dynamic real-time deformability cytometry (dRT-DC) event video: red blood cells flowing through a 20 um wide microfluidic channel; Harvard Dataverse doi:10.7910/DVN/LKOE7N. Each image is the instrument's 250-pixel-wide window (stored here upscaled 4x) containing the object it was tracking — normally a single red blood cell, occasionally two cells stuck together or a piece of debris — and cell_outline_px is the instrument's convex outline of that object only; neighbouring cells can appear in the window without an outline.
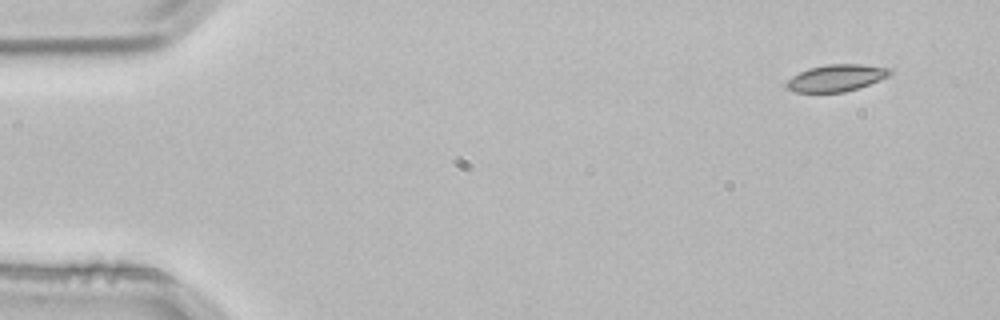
{"species": "common noctule bat (a hibernating species)", "species_latin": "Nyctalus noctula", "temperature_condition": "room temperature", "stored_images_in_passage": 4, "segment_of_instrument_passage": [2, 2], "camera_frame_rate_fps": 3000, "um_per_image_px": 0.085, "animal": {"sex": "male", "body_mass_g": 21.5, "forearm_length_mm": 52.0}, "frame": {"image": 1, "passage_image": 4, "time_ms": 1.0, "image_size_px": [1000, 320], "cell_outline_px": [[892, 72], [888, 76], [880, 80], [844, 92], [796, 92], [788, 88], [784, 84], [792, 76], [808, 68], [828, 64], [860, 64], [892, 68]], "centroid_in_image_um": [71.09, 6.61], "position_along_channel_um": 13.9, "area_um2": 16.07}}